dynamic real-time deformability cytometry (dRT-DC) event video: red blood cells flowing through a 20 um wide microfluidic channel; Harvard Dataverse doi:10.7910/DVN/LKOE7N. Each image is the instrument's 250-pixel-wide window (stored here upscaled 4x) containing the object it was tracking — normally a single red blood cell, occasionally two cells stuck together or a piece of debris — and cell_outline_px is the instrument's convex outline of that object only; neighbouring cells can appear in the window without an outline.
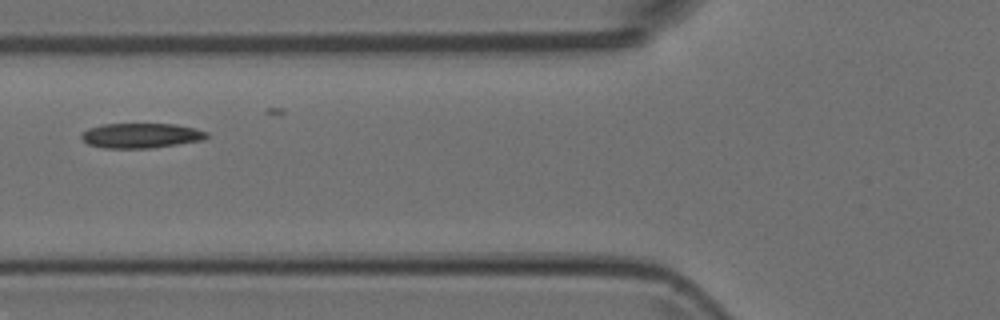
{"species": "Egyptian fruit bat (a non-hibernating species)", "species_latin": "Rousettus aegyptiacus", "temperature_condition": "room temperature", "stored_images_in_passage": 4, "camera_frame_rate_fps": 3000, "um_per_image_px": 0.085, "animal": {"sex": "female"}, "frame": {"image": 1, "passage_image": 2, "time_ms": 0.333, "image_size_px": [1000, 320], "cell_outline_px": [[208, 136], [204, 140], [152, 148], [104, 148], [88, 144], [80, 136], [88, 128], [100, 124], [176, 124], [208, 132]], "centroid_in_image_um": [11.98, 11.52], "position_along_channel_um": 113.8, "area_um2": 18.15}}
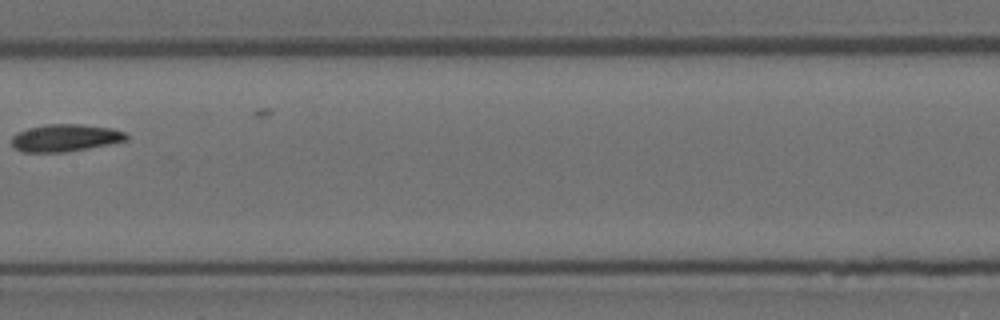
{"frame": {"image": 2, "passage_image": 4, "time_ms": 1.0, "image_size_px": [1000, 320], "cell_outline_px": [[128, 140], [88, 148], [64, 152], [20, 152], [12, 148], [12, 136], [16, 132], [28, 128], [44, 124], [80, 124], [112, 128], [124, 132], [128, 136]], "centroid_in_image_um": [5.49, 11.72], "position_along_channel_um": 201.9, "area_um2": 18.38}}